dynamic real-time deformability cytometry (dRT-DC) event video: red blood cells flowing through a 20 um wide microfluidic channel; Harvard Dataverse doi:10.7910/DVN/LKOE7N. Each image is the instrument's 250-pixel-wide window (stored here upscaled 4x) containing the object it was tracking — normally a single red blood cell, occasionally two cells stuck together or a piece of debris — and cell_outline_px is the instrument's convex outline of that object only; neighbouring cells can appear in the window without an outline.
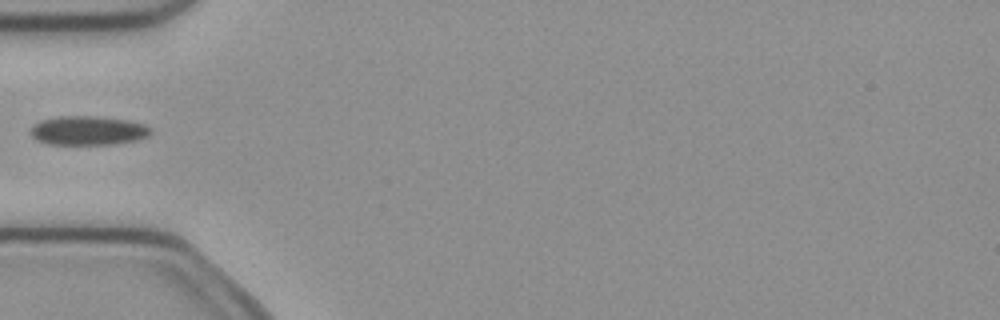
{"species": "common noctule bat (a hibernating species)", "species_latin": "Nyctalus noctula", "temperature_condition": "cold", "stored_images_in_passage": 5, "camera_frame_rate_fps": 3000, "um_per_image_px": 0.085, "animal": {"sex": "female", "body_mass_g": 21.9}, "frame": {"image": 1, "passage_image": 4, "time_ms": 1.0, "image_size_px": [1000, 320], "cell_outline_px": [[152, 132], [148, 136], [136, 140], [112, 144], [48, 144], [36, 140], [32, 136], [32, 128], [40, 120], [60, 116], [96, 116], [128, 120], [144, 124], [152, 128]], "centroid_in_image_um": [7.52, 11.09], "position_along_channel_um": 77.5, "area_um2": 20.29}}